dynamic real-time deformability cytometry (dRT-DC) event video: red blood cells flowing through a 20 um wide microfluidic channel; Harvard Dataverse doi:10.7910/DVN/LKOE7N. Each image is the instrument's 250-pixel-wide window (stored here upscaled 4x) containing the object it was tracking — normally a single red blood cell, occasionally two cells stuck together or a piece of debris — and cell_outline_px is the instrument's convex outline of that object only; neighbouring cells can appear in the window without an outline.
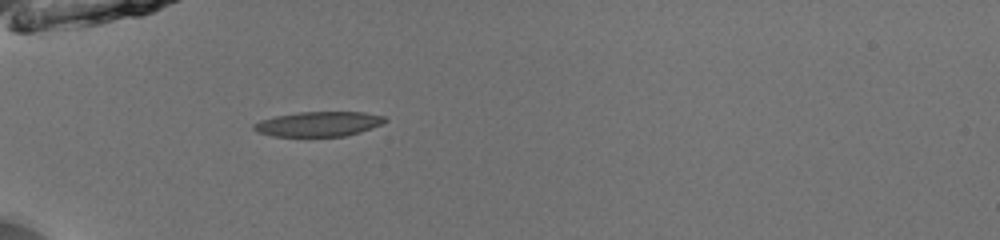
{"species": "common noctule bat (a hibernating species)", "species_latin": "Nyctalus noctula", "temperature_condition": "room temperature", "stored_images_in_passage": 35, "camera_frame_rate_fps": 3000, "um_per_image_px": 0.085, "animal": {"sex": "male", "body_mass_g": 13.0, "forearm_length_mm": 53.1}, "frame": {"image": 1, "passage_image": 1, "time_ms": 0.0, "image_size_px": [1000, 240], "cell_outline_px": [[388, 120], [372, 128], [360, 132], [344, 136], [272, 136], [260, 132], [252, 128], [252, 124], [260, 120], [276, 116], [296, 112], [364, 112], [384, 116]], "centroid_in_image_um": [27.07, 10.53], "position_along_channel_um": 57.9, "area_um2": 18.9}}
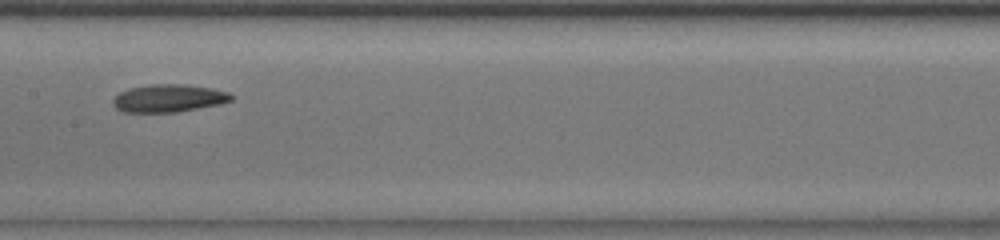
{"frame": {"image": 2, "passage_image": 12, "time_ms": 3.667, "image_size_px": [1000, 240], "cell_outline_px": [[232, 100], [220, 104], [176, 112], [120, 112], [112, 104], [112, 100], [120, 92], [128, 88], [152, 84], [184, 84], [212, 88], [228, 92], [232, 96]], "centroid_in_image_um": [14.3, 8.35], "position_along_channel_um": 193.1, "area_um2": 19.13}}
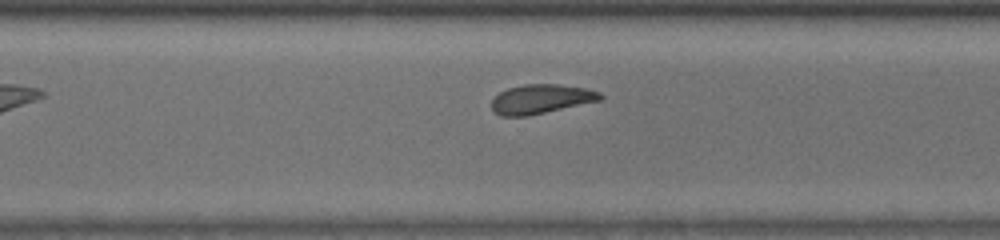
{"frame": {"image": 3, "passage_image": 22, "time_ms": 7.0, "image_size_px": [1000, 240], "cell_outline_px": [[604, 96], [600, 100], [528, 116], [500, 116], [492, 112], [492, 100], [500, 92], [508, 88], [524, 84], [556, 84], [588, 88], [600, 92]], "centroid_in_image_um": [45.97, 8.42], "position_along_channel_um": 324.6, "area_um2": 18.55}, "authors_computed_cell_mechanics": {"area_um2": 18.9006, "velocity_mm_per_s": 3.962, "shape_relaxation_time_tau1_ms": 8.1827, "shape_relaxation_time_tau2_ms": null, "deformation_change_tau1": 0.1703, "deformation_change_tau2": null}}